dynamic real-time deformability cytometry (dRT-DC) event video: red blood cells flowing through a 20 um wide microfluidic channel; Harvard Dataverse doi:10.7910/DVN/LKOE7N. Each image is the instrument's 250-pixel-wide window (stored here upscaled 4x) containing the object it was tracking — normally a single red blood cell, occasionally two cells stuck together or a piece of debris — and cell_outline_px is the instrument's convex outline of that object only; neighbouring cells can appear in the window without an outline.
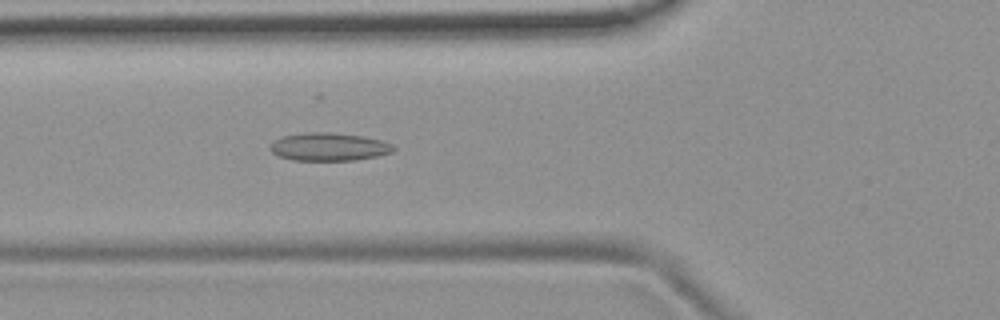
{"species": "common noctule bat (a hibernating species)", "species_latin": "Nyctalus noctula", "temperature_condition": "room temperature", "stored_images_in_passage": 52, "camera_frame_rate_fps": 3000, "um_per_image_px": 0.085, "animal": {"sex": "female", "body_mass_g": 19.9}, "frame": {"image": 1, "passage_image": 19, "time_ms": 6.0, "image_size_px": [1000, 320], "cell_outline_px": [[396, 148], [392, 152], [376, 156], [356, 160], [292, 160], [280, 156], [272, 152], [268, 148], [276, 140], [284, 136], [304, 132], [328, 132], [364, 136], [384, 140], [392, 144]], "centroid_in_image_um": [28.0, 12.47], "position_along_channel_um": 97.8, "area_um2": 20.11}}
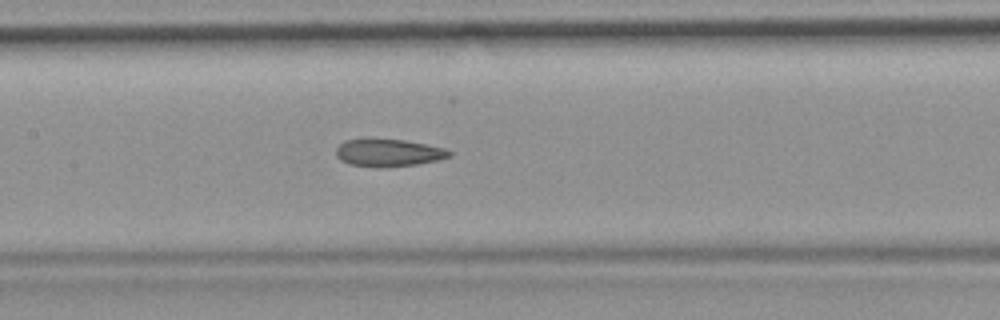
{"frame": {"image": 2, "passage_image": 25, "time_ms": 8.0, "image_size_px": [1000, 320], "cell_outline_px": [[452, 156], [440, 160], [416, 164], [384, 168], [380, 168], [348, 164], [340, 160], [336, 156], [336, 148], [344, 140], [368, 136], [404, 140], [444, 148], [452, 152]], "centroid_in_image_um": [32.96, 12.96], "position_along_channel_um": 174.4, "area_um2": 18.9}}
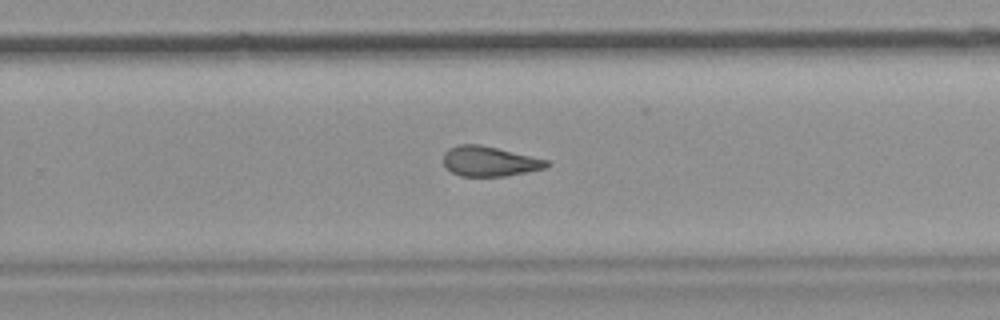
{"frame": {"image": 3, "passage_image": 34, "time_ms": 11.0, "image_size_px": [1000, 320], "cell_outline_px": [[552, 164], [548, 168], [508, 176], [460, 176], [452, 172], [444, 164], [444, 152], [448, 148], [456, 144], [480, 144], [548, 160]], "centroid_in_image_um": [41.63, 13.71], "position_along_channel_um": 288.2, "area_um2": 18.21}, "authors_computed_cell_mechanics": {"area_um2": 19.074, "velocity_mm_per_s": 3.8128, "shape_relaxation_time_tau1_ms": null, "shape_relaxation_time_tau2_ms": 2.9832, "deformation_change_tau1": null, "deformation_change_tau2": 0.1184}}